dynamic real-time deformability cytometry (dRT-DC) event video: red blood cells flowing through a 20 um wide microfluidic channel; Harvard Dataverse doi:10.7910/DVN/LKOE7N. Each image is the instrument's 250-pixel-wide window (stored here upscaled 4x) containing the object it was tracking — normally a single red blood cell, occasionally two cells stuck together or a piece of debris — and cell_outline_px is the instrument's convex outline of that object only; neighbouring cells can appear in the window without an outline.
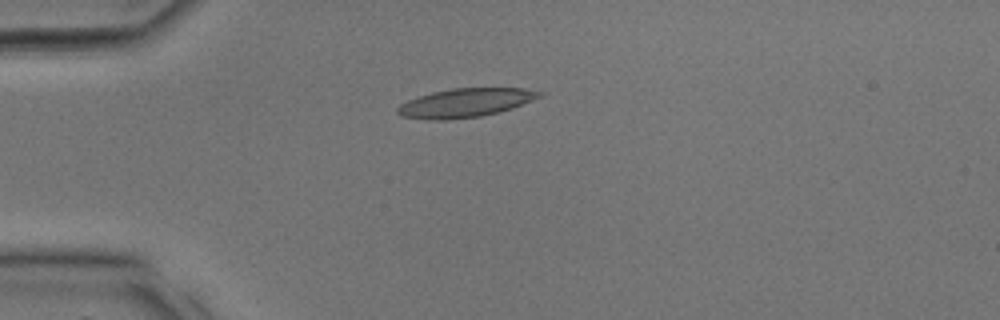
{"species": "common noctule bat (a hibernating species)", "species_latin": "Nyctalus noctula", "temperature_condition": "room temperature", "stored_images_in_passage": 32, "camera_frame_rate_fps": 3000, "um_per_image_px": 0.085, "animal": {"sex": "male", "body_mass_g": 17.9, "forearm_length_mm": 54.2}, "frame": {"image": 1, "passage_image": 9, "time_ms": 2.667, "image_size_px": [1000, 320], "cell_outline_px": [[544, 96], [512, 108], [500, 112], [480, 116], [448, 120], [428, 120], [400, 116], [396, 112], [396, 108], [400, 104], [408, 100], [432, 92], [452, 88], [524, 88], [544, 92]], "centroid_in_image_um": [39.57, 8.74], "position_along_channel_um": 45.4, "area_um2": 23.99}}
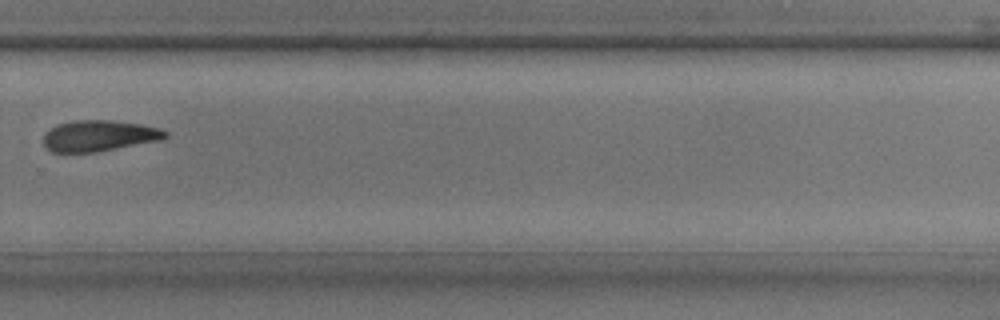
{"frame": {"image": 2, "passage_image": 23, "time_ms": 7.333, "image_size_px": [1000, 320], "cell_outline_px": [[168, 136], [160, 140], [96, 152], [52, 152], [44, 144], [44, 132], [56, 124], [72, 120], [108, 120], [140, 124], [160, 128], [168, 132]], "centroid_in_image_um": [8.4, 11.53], "position_along_channel_um": 321.4, "area_um2": 22.02}}
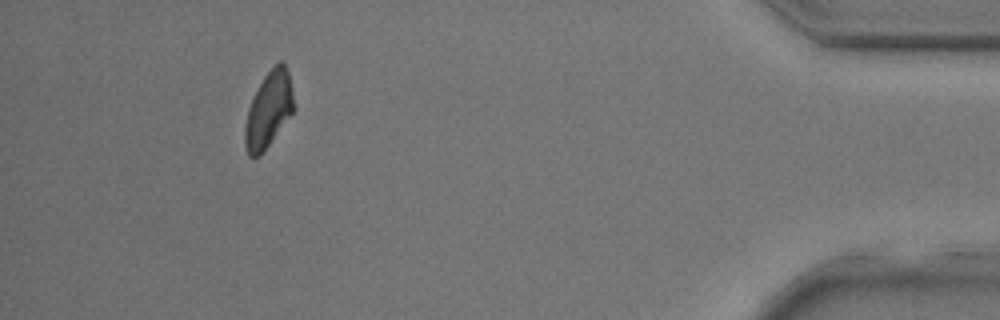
{"frame": {"image": 3, "passage_image": 30, "time_ms": 9.667, "image_size_px": [1000, 320], "cell_outline_px": [[292, 112], [260, 156], [248, 156], [244, 148], [244, 124], [248, 108], [264, 76], [280, 60], [284, 60], [288, 72], [292, 92]], "centroid_in_image_um": [22.78, 9.35], "position_along_channel_um": 412.4, "area_um2": 21.04}}